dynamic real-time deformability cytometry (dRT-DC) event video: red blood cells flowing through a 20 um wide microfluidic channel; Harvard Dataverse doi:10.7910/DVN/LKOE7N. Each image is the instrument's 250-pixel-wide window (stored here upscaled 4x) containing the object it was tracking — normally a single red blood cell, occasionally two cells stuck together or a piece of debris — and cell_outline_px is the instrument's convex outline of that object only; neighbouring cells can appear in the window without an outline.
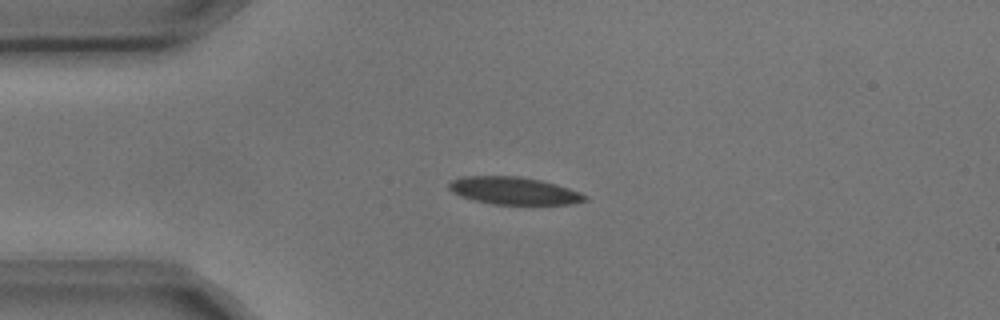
{"species": "common noctule bat (a hibernating species)", "species_latin": "Nyctalus noctula", "temperature_condition": "cold", "stored_images_in_passage": 8, "camera_frame_rate_fps": 3000, "um_per_image_px": 0.085, "animal": {"sex": "male", "body_mass_g": 17.9, "forearm_length_mm": 54.2}, "frame": {"image": 1, "passage_image": 4, "time_ms": 1.0, "image_size_px": [1000, 320], "cell_outline_px": [[588, 200], [568, 204], [492, 204], [472, 200], [460, 196], [452, 192], [448, 188], [448, 184], [452, 180], [464, 176], [520, 176], [540, 180], [556, 184], [580, 192], [588, 196]], "centroid_in_image_um": [43.66, 16.21], "position_along_channel_um": 41.3, "area_um2": 21.79}}
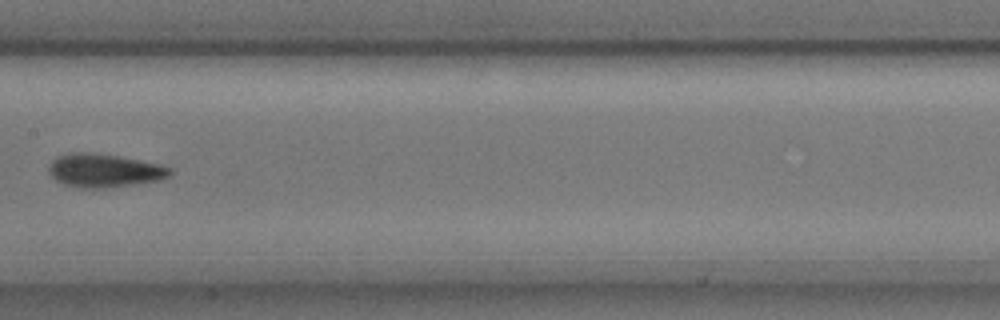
{"frame": {"image": 2, "passage_image": 8, "time_ms": 2.333, "image_size_px": [1000, 320], "cell_outline_px": [[172, 172], [168, 176], [160, 180], [104, 188], [80, 188], [64, 184], [56, 180], [48, 172], [48, 168], [52, 160], [56, 156], [68, 152], [88, 152], [120, 156], [160, 164], [172, 168]], "centroid_in_image_um": [8.83, 14.48], "position_along_channel_um": 198.6, "area_um2": 23.7}}